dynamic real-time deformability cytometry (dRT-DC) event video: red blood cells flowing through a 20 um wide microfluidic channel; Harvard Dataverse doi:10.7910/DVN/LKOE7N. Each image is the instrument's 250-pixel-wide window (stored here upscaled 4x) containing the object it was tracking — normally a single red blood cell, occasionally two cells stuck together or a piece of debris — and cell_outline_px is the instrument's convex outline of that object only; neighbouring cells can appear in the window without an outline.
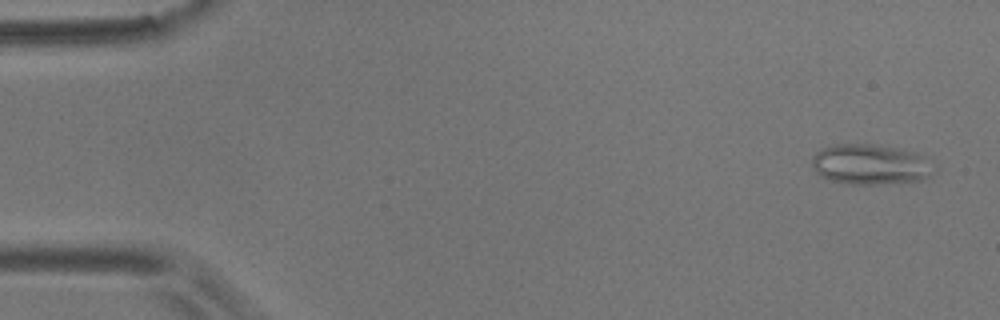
{"species": "common noctule bat (a hibernating species)", "species_latin": "Nyctalus noctula", "temperature_condition": "room temperature", "stored_images_in_passage": 4, "camera_frame_rate_fps": 3000, "um_per_image_px": 0.085, "animal": {"sex": "male", "body_mass_g": 17.9}, "frame": {"image": 1, "passage_image": 1, "time_ms": 0.0, "image_size_px": [1000, 320], "cell_outline_px": [[936, 172], [924, 180], [876, 184], [848, 184], [832, 180], [820, 176], [816, 172], [812, 164], [812, 156], [820, 148], [836, 144], [872, 144], [904, 148], [916, 152], [924, 156]], "centroid_in_image_um": [74.0, 13.96], "position_along_channel_um": 11.0, "area_um2": 28.96}}